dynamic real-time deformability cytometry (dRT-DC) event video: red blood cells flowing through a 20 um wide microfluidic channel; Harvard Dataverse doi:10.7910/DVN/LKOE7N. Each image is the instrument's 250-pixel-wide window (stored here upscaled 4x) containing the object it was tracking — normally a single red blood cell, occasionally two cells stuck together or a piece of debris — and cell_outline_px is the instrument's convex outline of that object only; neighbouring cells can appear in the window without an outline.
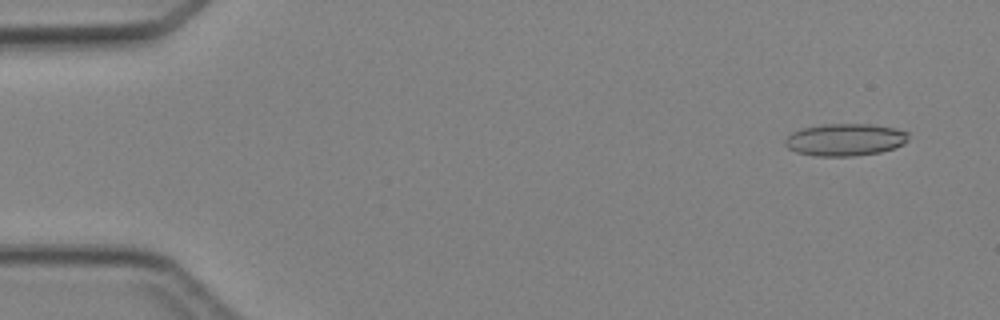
{"species": "Egyptian fruit bat (a non-hibernating species)", "species_latin": "Rousettus aegyptiacus", "temperature_condition": "cold", "stored_images_in_passage": 4, "camera_frame_rate_fps": 3000, "um_per_image_px": 0.085, "animal": {"sex": "female"}, "frame": {"image": 1, "passage_image": 1, "time_ms": 0.0, "image_size_px": [1000, 320], "cell_outline_px": [[908, 140], [904, 144], [896, 148], [880, 152], [852, 156], [812, 156], [796, 152], [788, 148], [784, 144], [784, 140], [792, 132], [804, 128], [824, 124], [872, 124], [896, 128], [908, 132]], "centroid_in_image_um": [71.85, 11.88], "position_along_channel_um": 13.2, "area_um2": 23.35}}
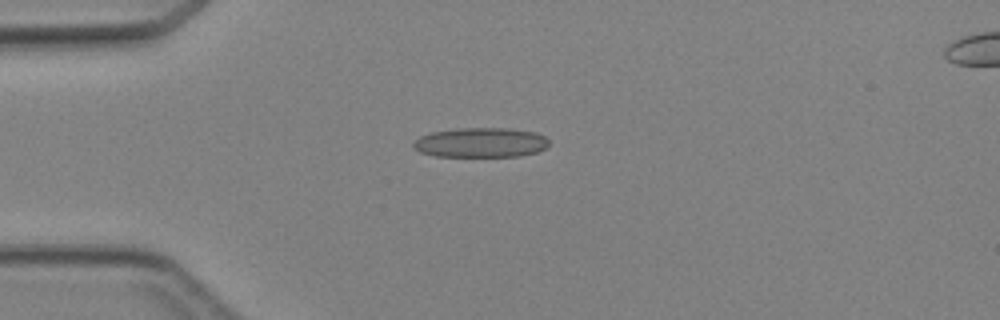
{"frame": {"image": 2, "passage_image": 3, "time_ms": 3.0, "image_size_px": [1000, 320], "cell_outline_px": [[548, 144], [544, 148], [536, 152], [520, 156], [436, 156], [420, 152], [412, 148], [412, 144], [420, 136], [432, 132], [460, 128], [508, 128], [536, 132], [544, 136], [548, 140]], "centroid_in_image_um": [40.85, 12.11], "position_along_channel_um": 44.2, "area_um2": 23.41}}